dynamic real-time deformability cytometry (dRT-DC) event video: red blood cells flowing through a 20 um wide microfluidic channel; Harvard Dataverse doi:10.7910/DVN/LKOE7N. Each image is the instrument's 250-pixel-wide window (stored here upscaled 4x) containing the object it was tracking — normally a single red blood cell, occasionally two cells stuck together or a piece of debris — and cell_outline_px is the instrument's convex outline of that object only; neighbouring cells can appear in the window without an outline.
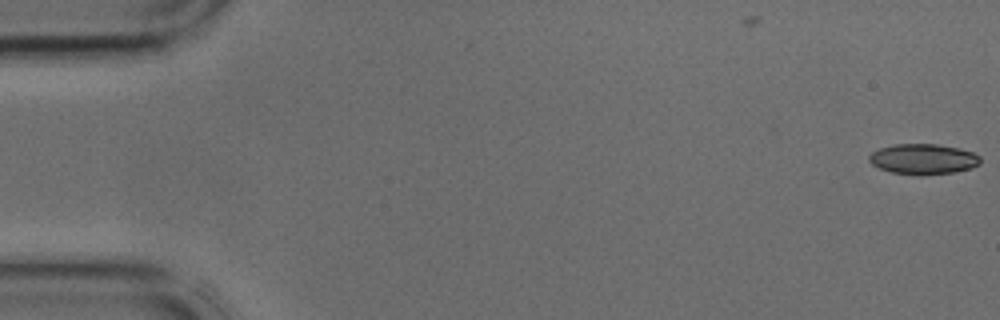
{"species": "common noctule bat (a hibernating species)", "species_latin": "Nyctalus noctula", "temperature_condition": "cold", "stored_images_in_passage": 43, "camera_frame_rate_fps": 3000, "um_per_image_px": 0.085, "animal": {"sex": "male", "body_mass_g": 17.9, "forearm_length_mm": 54.2}, "frame": {"image": 1, "passage_image": 1, "time_ms": 0.0, "image_size_px": [1000, 320], "cell_outline_px": [[980, 164], [972, 168], [952, 172], [892, 172], [880, 168], [872, 164], [868, 160], [868, 156], [872, 152], [880, 148], [896, 144], [936, 144], [960, 148], [972, 152], [980, 156]], "centroid_in_image_um": [78.49, 13.47], "position_along_channel_um": 6.5, "area_um2": 18.9}}
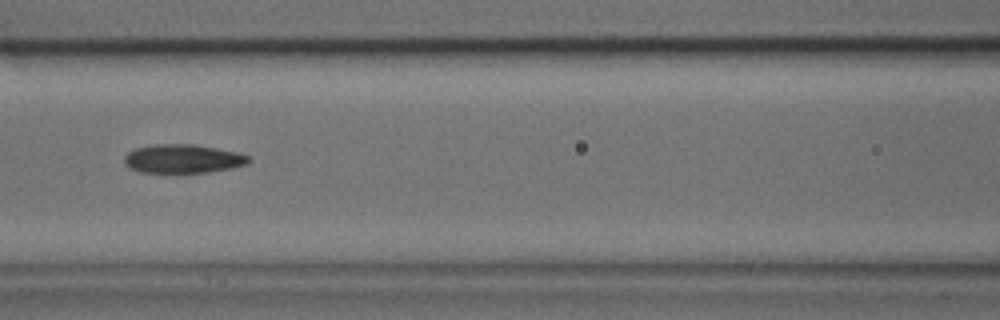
{"frame": {"image": 2, "passage_image": 19, "time_ms": 6.0, "image_size_px": [1000, 320], "cell_outline_px": [[252, 160], [248, 164], [232, 168], [208, 172], [140, 172], [128, 168], [124, 164], [124, 156], [128, 152], [136, 148], [152, 144], [192, 144], [216, 148], [236, 152], [248, 156]], "centroid_in_image_um": [15.53, 13.49], "position_along_channel_um": 151.1, "area_um2": 20.87}}
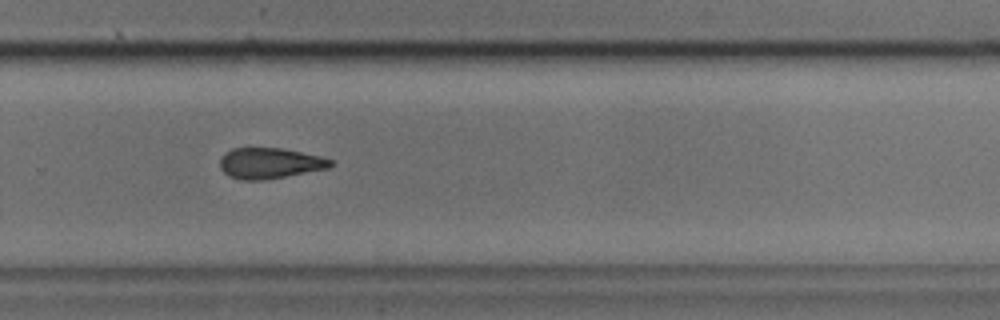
{"frame": {"image": 3, "passage_image": 29, "time_ms": 9.333, "image_size_px": [1000, 320], "cell_outline_px": [[332, 164], [328, 168], [264, 180], [244, 180], [228, 176], [220, 168], [220, 156], [224, 152], [232, 148], [280, 148], [320, 156], [332, 160]], "centroid_in_image_um": [22.87, 13.87], "position_along_channel_um": 306.9, "area_um2": 19.71}}